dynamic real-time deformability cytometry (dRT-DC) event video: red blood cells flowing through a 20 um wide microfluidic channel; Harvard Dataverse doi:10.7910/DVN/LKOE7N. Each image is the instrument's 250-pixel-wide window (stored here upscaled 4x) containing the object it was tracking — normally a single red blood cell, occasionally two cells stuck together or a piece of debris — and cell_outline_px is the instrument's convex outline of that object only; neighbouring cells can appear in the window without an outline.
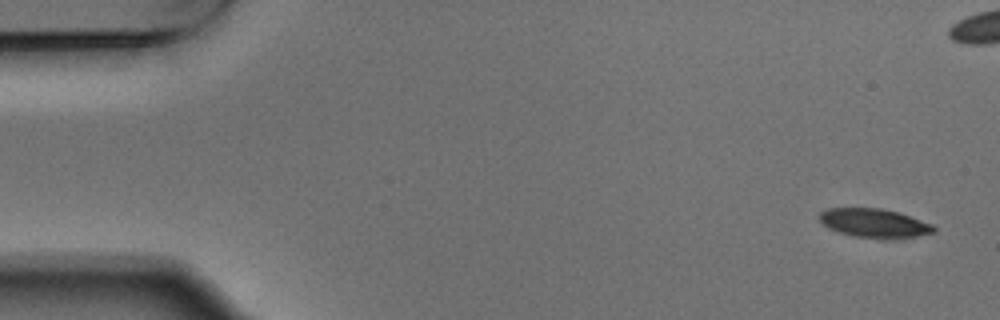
{"species": "Egyptian fruit bat (a non-hibernating species)", "species_latin": "Rousettus aegyptiacus", "temperature_condition": "warm", "stored_images_in_passage": 8, "segment_of_instrument_passage": [1, 2], "camera_frame_rate_fps": 3000, "um_per_image_px": 0.085, "animal": {"sex": "male"}, "frame": {"image": 1, "passage_image": 1, "time_ms": 0.0, "image_size_px": [1000, 320], "cell_outline_px": [[936, 232], [896, 240], [852, 236], [828, 228], [820, 220], [820, 212], [828, 208], [884, 208], [900, 212], [932, 224], [936, 228]], "centroid_in_image_um": [74.37, 18.97], "position_along_channel_um": 10.6, "area_um2": 19.54}}
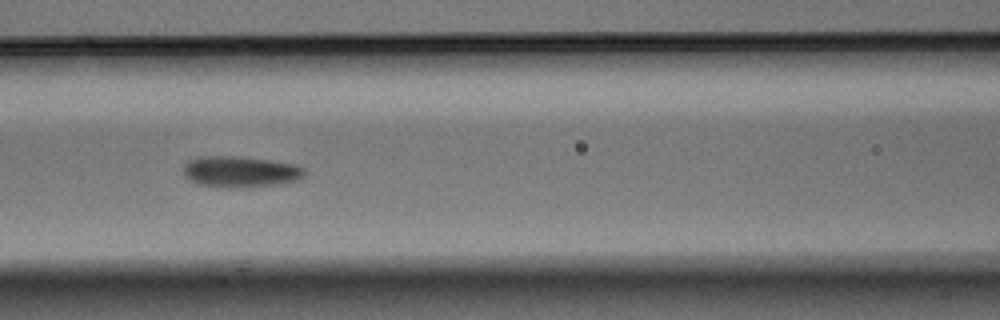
{"frame": {"image": 2, "passage_image": 6, "time_ms": 1.667, "image_size_px": [1000, 320], "cell_outline_px": [[304, 176], [300, 180], [280, 184], [244, 188], [216, 188], [200, 184], [188, 180], [184, 176], [184, 164], [188, 160], [200, 156], [240, 156], [296, 164], [304, 168]], "centroid_in_image_um": [20.42, 14.61], "position_along_channel_um": 146.2, "area_um2": 22.48}}
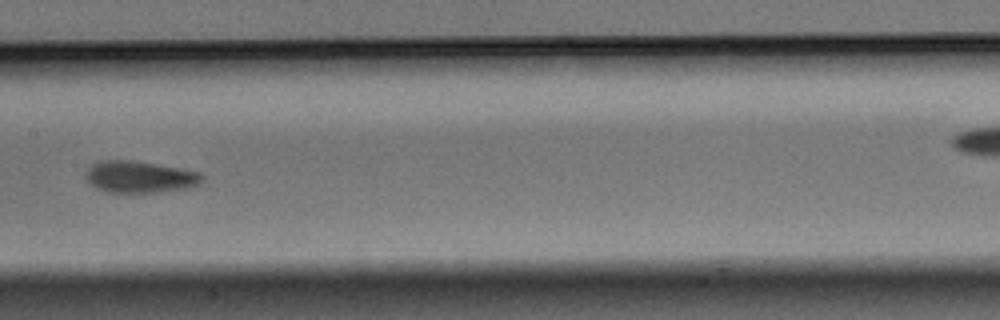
{"frame": {"image": 3, "passage_image": 7, "time_ms": 2.0, "image_size_px": [1000, 320], "cell_outline_px": [[204, 180], [200, 184], [188, 188], [160, 192], [108, 192], [96, 188], [84, 176], [84, 172], [96, 160], [128, 160], [156, 164], [200, 172], [204, 176]], "centroid_in_image_um": [11.87, 15.03], "position_along_channel_um": 195.5, "area_um2": 21.62}}